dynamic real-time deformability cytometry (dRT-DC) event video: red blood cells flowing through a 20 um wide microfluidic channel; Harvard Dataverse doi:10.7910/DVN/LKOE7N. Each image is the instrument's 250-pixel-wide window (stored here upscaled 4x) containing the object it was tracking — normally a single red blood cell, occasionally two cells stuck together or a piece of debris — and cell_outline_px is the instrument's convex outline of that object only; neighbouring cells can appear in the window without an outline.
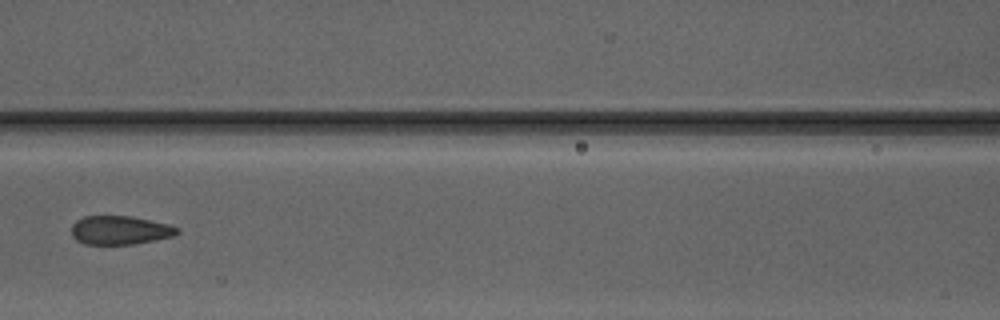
{"species": "Egyptian fruit bat (a non-hibernating species)", "species_latin": "Rousettus aegyptiacus", "temperature_condition": "warm", "stored_images_in_passage": 8, "camera_frame_rate_fps": 3000, "um_per_image_px": 0.085, "animal": {"sex": "male"}, "frame": {"image": 1, "passage_image": 7, "time_ms": 8.0, "image_size_px": [1000, 320], "cell_outline_px": [[180, 232], [172, 236], [156, 240], [132, 244], [84, 244], [76, 240], [72, 236], [72, 224], [76, 220], [84, 216], [132, 216], [168, 224], [180, 228]], "centroid_in_image_um": [10.19, 19.56], "position_along_channel_um": 156.4, "area_um2": 17.74}}
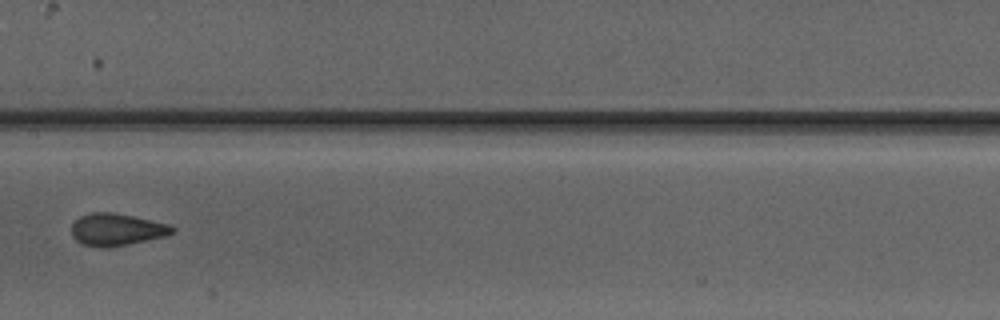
{"frame": {"image": 2, "passage_image": 8, "time_ms": 9.0, "image_size_px": [1000, 320], "cell_outline_px": [[176, 232], [164, 236], [128, 244], [104, 248], [100, 248], [84, 244], [76, 240], [72, 236], [72, 224], [80, 216], [92, 212], [112, 212], [132, 216], [168, 224], [176, 228]], "centroid_in_image_um": [9.91, 19.51], "position_along_channel_um": 197.5, "area_um2": 18.73}}